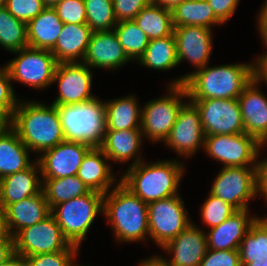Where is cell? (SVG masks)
Here are the masks:
<instances>
[{"mask_svg":"<svg viewBox=\"0 0 267 266\" xmlns=\"http://www.w3.org/2000/svg\"><path fill=\"white\" fill-rule=\"evenodd\" d=\"M185 73L168 86L184 85L188 100L237 99L254 78V61L209 66Z\"/></svg>","mask_w":267,"mask_h":266,"instance_id":"1","label":"cell"},{"mask_svg":"<svg viewBox=\"0 0 267 266\" xmlns=\"http://www.w3.org/2000/svg\"><path fill=\"white\" fill-rule=\"evenodd\" d=\"M7 124L36 157L65 140L57 106L41 100L19 99Z\"/></svg>","mask_w":267,"mask_h":266,"instance_id":"2","label":"cell"},{"mask_svg":"<svg viewBox=\"0 0 267 266\" xmlns=\"http://www.w3.org/2000/svg\"><path fill=\"white\" fill-rule=\"evenodd\" d=\"M103 216L112 229L116 243L144 244L149 241L148 204L121 181L104 194Z\"/></svg>","mask_w":267,"mask_h":266,"instance_id":"3","label":"cell"},{"mask_svg":"<svg viewBox=\"0 0 267 266\" xmlns=\"http://www.w3.org/2000/svg\"><path fill=\"white\" fill-rule=\"evenodd\" d=\"M186 166L179 159L156 160L128 167L120 181L146 204L180 194Z\"/></svg>","mask_w":267,"mask_h":266,"instance_id":"4","label":"cell"},{"mask_svg":"<svg viewBox=\"0 0 267 266\" xmlns=\"http://www.w3.org/2000/svg\"><path fill=\"white\" fill-rule=\"evenodd\" d=\"M65 140L100 147L106 133L105 101L95 97L74 105L57 106Z\"/></svg>","mask_w":267,"mask_h":266,"instance_id":"5","label":"cell"},{"mask_svg":"<svg viewBox=\"0 0 267 266\" xmlns=\"http://www.w3.org/2000/svg\"><path fill=\"white\" fill-rule=\"evenodd\" d=\"M104 194L90 190L87 194L59 203L51 208L62 234L79 249L95 218L103 216Z\"/></svg>","mask_w":267,"mask_h":266,"instance_id":"6","label":"cell"},{"mask_svg":"<svg viewBox=\"0 0 267 266\" xmlns=\"http://www.w3.org/2000/svg\"><path fill=\"white\" fill-rule=\"evenodd\" d=\"M166 94L144 103L141 109V131L150 143H164L177 119L179 110L188 101L184 85L168 86ZM185 99V100H184Z\"/></svg>","mask_w":267,"mask_h":266,"instance_id":"7","label":"cell"},{"mask_svg":"<svg viewBox=\"0 0 267 266\" xmlns=\"http://www.w3.org/2000/svg\"><path fill=\"white\" fill-rule=\"evenodd\" d=\"M10 54H16L6 63L11 83L25 84L37 91L53 85L58 62L50 50L28 46Z\"/></svg>","mask_w":267,"mask_h":266,"instance_id":"8","label":"cell"},{"mask_svg":"<svg viewBox=\"0 0 267 266\" xmlns=\"http://www.w3.org/2000/svg\"><path fill=\"white\" fill-rule=\"evenodd\" d=\"M192 222L180 194L148 204L149 239L159 249Z\"/></svg>","mask_w":267,"mask_h":266,"instance_id":"9","label":"cell"},{"mask_svg":"<svg viewBox=\"0 0 267 266\" xmlns=\"http://www.w3.org/2000/svg\"><path fill=\"white\" fill-rule=\"evenodd\" d=\"M13 244L14 252L24 258L63 250H80L64 237L51 214L43 221L19 230L13 236Z\"/></svg>","mask_w":267,"mask_h":266,"instance_id":"10","label":"cell"},{"mask_svg":"<svg viewBox=\"0 0 267 266\" xmlns=\"http://www.w3.org/2000/svg\"><path fill=\"white\" fill-rule=\"evenodd\" d=\"M220 169L209 193L231 204L237 210L250 209L251 200L257 197L256 166H231Z\"/></svg>","mask_w":267,"mask_h":266,"instance_id":"11","label":"cell"},{"mask_svg":"<svg viewBox=\"0 0 267 266\" xmlns=\"http://www.w3.org/2000/svg\"><path fill=\"white\" fill-rule=\"evenodd\" d=\"M261 145L254 137L246 134L205 136V153L223 167L256 166Z\"/></svg>","mask_w":267,"mask_h":266,"instance_id":"12","label":"cell"},{"mask_svg":"<svg viewBox=\"0 0 267 266\" xmlns=\"http://www.w3.org/2000/svg\"><path fill=\"white\" fill-rule=\"evenodd\" d=\"M200 113L205 136L245 133L238 99L189 100Z\"/></svg>","mask_w":267,"mask_h":266,"instance_id":"13","label":"cell"},{"mask_svg":"<svg viewBox=\"0 0 267 266\" xmlns=\"http://www.w3.org/2000/svg\"><path fill=\"white\" fill-rule=\"evenodd\" d=\"M205 134L202 128L200 113L189 100L179 110L175 124L164 145L184 159L191 158L203 150ZM186 157V158H185Z\"/></svg>","mask_w":267,"mask_h":266,"instance_id":"14","label":"cell"},{"mask_svg":"<svg viewBox=\"0 0 267 266\" xmlns=\"http://www.w3.org/2000/svg\"><path fill=\"white\" fill-rule=\"evenodd\" d=\"M92 72V69L82 62L58 63L53 84L57 83L59 91L51 104L74 105L97 97L91 93L94 75Z\"/></svg>","mask_w":267,"mask_h":266,"instance_id":"15","label":"cell"},{"mask_svg":"<svg viewBox=\"0 0 267 266\" xmlns=\"http://www.w3.org/2000/svg\"><path fill=\"white\" fill-rule=\"evenodd\" d=\"M92 147L64 140L58 145L42 152L36 157L42 178H64L77 175L86 153Z\"/></svg>","mask_w":267,"mask_h":266,"instance_id":"16","label":"cell"},{"mask_svg":"<svg viewBox=\"0 0 267 266\" xmlns=\"http://www.w3.org/2000/svg\"><path fill=\"white\" fill-rule=\"evenodd\" d=\"M212 31L202 26L174 27L178 64L189 62L194 71L210 64L214 44Z\"/></svg>","mask_w":267,"mask_h":266,"instance_id":"17","label":"cell"},{"mask_svg":"<svg viewBox=\"0 0 267 266\" xmlns=\"http://www.w3.org/2000/svg\"><path fill=\"white\" fill-rule=\"evenodd\" d=\"M160 249L170 256H165L169 266H200L208 250L207 235L193 222Z\"/></svg>","mask_w":267,"mask_h":266,"instance_id":"18","label":"cell"},{"mask_svg":"<svg viewBox=\"0 0 267 266\" xmlns=\"http://www.w3.org/2000/svg\"><path fill=\"white\" fill-rule=\"evenodd\" d=\"M260 84L253 78L237 99L245 133L267 146V95L262 92Z\"/></svg>","mask_w":267,"mask_h":266,"instance_id":"19","label":"cell"},{"mask_svg":"<svg viewBox=\"0 0 267 266\" xmlns=\"http://www.w3.org/2000/svg\"><path fill=\"white\" fill-rule=\"evenodd\" d=\"M132 62L119 43L114 30L92 32L82 63L89 68L118 70Z\"/></svg>","mask_w":267,"mask_h":266,"instance_id":"20","label":"cell"},{"mask_svg":"<svg viewBox=\"0 0 267 266\" xmlns=\"http://www.w3.org/2000/svg\"><path fill=\"white\" fill-rule=\"evenodd\" d=\"M256 217L255 214H250V209L238 210L222 224L210 228L209 231L205 230L208 249L238 250Z\"/></svg>","mask_w":267,"mask_h":266,"instance_id":"21","label":"cell"},{"mask_svg":"<svg viewBox=\"0 0 267 266\" xmlns=\"http://www.w3.org/2000/svg\"><path fill=\"white\" fill-rule=\"evenodd\" d=\"M142 142L144 143V136L141 129L106 130L100 148L110 161L123 165L132 160L128 165L131 167L145 160L141 154Z\"/></svg>","mask_w":267,"mask_h":266,"instance_id":"22","label":"cell"},{"mask_svg":"<svg viewBox=\"0 0 267 266\" xmlns=\"http://www.w3.org/2000/svg\"><path fill=\"white\" fill-rule=\"evenodd\" d=\"M109 161L100 147H92L83 158L77 176L89 190L106 194L120 182Z\"/></svg>","mask_w":267,"mask_h":266,"instance_id":"23","label":"cell"},{"mask_svg":"<svg viewBox=\"0 0 267 266\" xmlns=\"http://www.w3.org/2000/svg\"><path fill=\"white\" fill-rule=\"evenodd\" d=\"M27 169L9 174L0 179V205L19 202L42 191L43 181L38 161Z\"/></svg>","mask_w":267,"mask_h":266,"instance_id":"24","label":"cell"},{"mask_svg":"<svg viewBox=\"0 0 267 266\" xmlns=\"http://www.w3.org/2000/svg\"><path fill=\"white\" fill-rule=\"evenodd\" d=\"M7 226L13 237L19 230L43 221L51 214L44 191L19 202L8 204L5 208Z\"/></svg>","mask_w":267,"mask_h":266,"instance_id":"25","label":"cell"},{"mask_svg":"<svg viewBox=\"0 0 267 266\" xmlns=\"http://www.w3.org/2000/svg\"><path fill=\"white\" fill-rule=\"evenodd\" d=\"M86 24H63L61 33L51 50L58 63L82 62L92 34Z\"/></svg>","mask_w":267,"mask_h":266,"instance_id":"26","label":"cell"},{"mask_svg":"<svg viewBox=\"0 0 267 266\" xmlns=\"http://www.w3.org/2000/svg\"><path fill=\"white\" fill-rule=\"evenodd\" d=\"M29 153L32 154L8 124L0 129V179L29 168L35 162Z\"/></svg>","mask_w":267,"mask_h":266,"instance_id":"27","label":"cell"},{"mask_svg":"<svg viewBox=\"0 0 267 266\" xmlns=\"http://www.w3.org/2000/svg\"><path fill=\"white\" fill-rule=\"evenodd\" d=\"M136 96L130 93L105 102L106 130L140 129L142 104Z\"/></svg>","mask_w":267,"mask_h":266,"instance_id":"28","label":"cell"},{"mask_svg":"<svg viewBox=\"0 0 267 266\" xmlns=\"http://www.w3.org/2000/svg\"><path fill=\"white\" fill-rule=\"evenodd\" d=\"M63 24L55 9L46 7L26 24L28 46L51 51L61 33Z\"/></svg>","mask_w":267,"mask_h":266,"instance_id":"29","label":"cell"},{"mask_svg":"<svg viewBox=\"0 0 267 266\" xmlns=\"http://www.w3.org/2000/svg\"><path fill=\"white\" fill-rule=\"evenodd\" d=\"M172 11L173 27L223 25L215 16L207 0H185L176 5Z\"/></svg>","mask_w":267,"mask_h":266,"instance_id":"30","label":"cell"},{"mask_svg":"<svg viewBox=\"0 0 267 266\" xmlns=\"http://www.w3.org/2000/svg\"><path fill=\"white\" fill-rule=\"evenodd\" d=\"M137 63L145 68L148 67L161 72L169 71L179 66L174 34L149 40L144 55Z\"/></svg>","mask_w":267,"mask_h":266,"instance_id":"31","label":"cell"},{"mask_svg":"<svg viewBox=\"0 0 267 266\" xmlns=\"http://www.w3.org/2000/svg\"><path fill=\"white\" fill-rule=\"evenodd\" d=\"M149 40L163 38L173 33L172 11L150 2L133 19Z\"/></svg>","mask_w":267,"mask_h":266,"instance_id":"32","label":"cell"},{"mask_svg":"<svg viewBox=\"0 0 267 266\" xmlns=\"http://www.w3.org/2000/svg\"><path fill=\"white\" fill-rule=\"evenodd\" d=\"M42 181V190L50 209L90 191L77 175L64 178H42Z\"/></svg>","mask_w":267,"mask_h":266,"instance_id":"33","label":"cell"},{"mask_svg":"<svg viewBox=\"0 0 267 266\" xmlns=\"http://www.w3.org/2000/svg\"><path fill=\"white\" fill-rule=\"evenodd\" d=\"M0 46L10 53L28 47L26 23L12 16L6 7L0 8Z\"/></svg>","mask_w":267,"mask_h":266,"instance_id":"34","label":"cell"},{"mask_svg":"<svg viewBox=\"0 0 267 266\" xmlns=\"http://www.w3.org/2000/svg\"><path fill=\"white\" fill-rule=\"evenodd\" d=\"M113 30L129 59L138 62L149 43L147 35L134 20L120 21Z\"/></svg>","mask_w":267,"mask_h":266,"instance_id":"35","label":"cell"},{"mask_svg":"<svg viewBox=\"0 0 267 266\" xmlns=\"http://www.w3.org/2000/svg\"><path fill=\"white\" fill-rule=\"evenodd\" d=\"M241 264L267 259V231L255 221L239 245Z\"/></svg>","mask_w":267,"mask_h":266,"instance_id":"36","label":"cell"},{"mask_svg":"<svg viewBox=\"0 0 267 266\" xmlns=\"http://www.w3.org/2000/svg\"><path fill=\"white\" fill-rule=\"evenodd\" d=\"M86 23L93 32L111 31L118 21L115 18L112 0H84Z\"/></svg>","mask_w":267,"mask_h":266,"instance_id":"37","label":"cell"},{"mask_svg":"<svg viewBox=\"0 0 267 266\" xmlns=\"http://www.w3.org/2000/svg\"><path fill=\"white\" fill-rule=\"evenodd\" d=\"M200 210L202 222L209 229L222 224L227 218L238 211L231 204L209 192Z\"/></svg>","mask_w":267,"mask_h":266,"instance_id":"38","label":"cell"},{"mask_svg":"<svg viewBox=\"0 0 267 266\" xmlns=\"http://www.w3.org/2000/svg\"><path fill=\"white\" fill-rule=\"evenodd\" d=\"M6 63L0 66V117L8 123L14 114L19 97L15 94Z\"/></svg>","mask_w":267,"mask_h":266,"instance_id":"39","label":"cell"},{"mask_svg":"<svg viewBox=\"0 0 267 266\" xmlns=\"http://www.w3.org/2000/svg\"><path fill=\"white\" fill-rule=\"evenodd\" d=\"M8 12L26 24L41 13L45 8L43 0H7Z\"/></svg>","mask_w":267,"mask_h":266,"instance_id":"40","label":"cell"},{"mask_svg":"<svg viewBox=\"0 0 267 266\" xmlns=\"http://www.w3.org/2000/svg\"><path fill=\"white\" fill-rule=\"evenodd\" d=\"M53 8L64 24H86L84 0H62Z\"/></svg>","mask_w":267,"mask_h":266,"instance_id":"41","label":"cell"},{"mask_svg":"<svg viewBox=\"0 0 267 266\" xmlns=\"http://www.w3.org/2000/svg\"><path fill=\"white\" fill-rule=\"evenodd\" d=\"M80 250H63L55 253L25 257L26 266H67Z\"/></svg>","mask_w":267,"mask_h":266,"instance_id":"42","label":"cell"},{"mask_svg":"<svg viewBox=\"0 0 267 266\" xmlns=\"http://www.w3.org/2000/svg\"><path fill=\"white\" fill-rule=\"evenodd\" d=\"M200 266H242L238 250L208 249Z\"/></svg>","mask_w":267,"mask_h":266,"instance_id":"43","label":"cell"},{"mask_svg":"<svg viewBox=\"0 0 267 266\" xmlns=\"http://www.w3.org/2000/svg\"><path fill=\"white\" fill-rule=\"evenodd\" d=\"M115 18L118 22L133 20L151 0H112Z\"/></svg>","mask_w":267,"mask_h":266,"instance_id":"44","label":"cell"},{"mask_svg":"<svg viewBox=\"0 0 267 266\" xmlns=\"http://www.w3.org/2000/svg\"><path fill=\"white\" fill-rule=\"evenodd\" d=\"M216 18L225 24L237 10L240 0H207Z\"/></svg>","mask_w":267,"mask_h":266,"instance_id":"45","label":"cell"},{"mask_svg":"<svg viewBox=\"0 0 267 266\" xmlns=\"http://www.w3.org/2000/svg\"><path fill=\"white\" fill-rule=\"evenodd\" d=\"M265 147L261 148L256 163V194L257 197H262L267 203V156L261 159L259 157Z\"/></svg>","mask_w":267,"mask_h":266,"instance_id":"46","label":"cell"},{"mask_svg":"<svg viewBox=\"0 0 267 266\" xmlns=\"http://www.w3.org/2000/svg\"><path fill=\"white\" fill-rule=\"evenodd\" d=\"M254 58V78L267 87V50Z\"/></svg>","mask_w":267,"mask_h":266,"instance_id":"47","label":"cell"},{"mask_svg":"<svg viewBox=\"0 0 267 266\" xmlns=\"http://www.w3.org/2000/svg\"><path fill=\"white\" fill-rule=\"evenodd\" d=\"M257 14V30L264 48L267 49V0L264 1Z\"/></svg>","mask_w":267,"mask_h":266,"instance_id":"48","label":"cell"},{"mask_svg":"<svg viewBox=\"0 0 267 266\" xmlns=\"http://www.w3.org/2000/svg\"><path fill=\"white\" fill-rule=\"evenodd\" d=\"M14 253L13 238L0 239V265Z\"/></svg>","mask_w":267,"mask_h":266,"instance_id":"49","label":"cell"},{"mask_svg":"<svg viewBox=\"0 0 267 266\" xmlns=\"http://www.w3.org/2000/svg\"><path fill=\"white\" fill-rule=\"evenodd\" d=\"M138 266H169L166 257L160 254H155L154 256H150L144 258L138 263Z\"/></svg>","mask_w":267,"mask_h":266,"instance_id":"50","label":"cell"},{"mask_svg":"<svg viewBox=\"0 0 267 266\" xmlns=\"http://www.w3.org/2000/svg\"><path fill=\"white\" fill-rule=\"evenodd\" d=\"M1 238H13V237L11 236L7 226L5 209L0 205V239Z\"/></svg>","mask_w":267,"mask_h":266,"instance_id":"51","label":"cell"},{"mask_svg":"<svg viewBox=\"0 0 267 266\" xmlns=\"http://www.w3.org/2000/svg\"><path fill=\"white\" fill-rule=\"evenodd\" d=\"M0 266H26V261L23 256L14 252Z\"/></svg>","mask_w":267,"mask_h":266,"instance_id":"52","label":"cell"},{"mask_svg":"<svg viewBox=\"0 0 267 266\" xmlns=\"http://www.w3.org/2000/svg\"><path fill=\"white\" fill-rule=\"evenodd\" d=\"M183 1L185 0H151L152 3L161 5L170 10Z\"/></svg>","mask_w":267,"mask_h":266,"instance_id":"53","label":"cell"},{"mask_svg":"<svg viewBox=\"0 0 267 266\" xmlns=\"http://www.w3.org/2000/svg\"><path fill=\"white\" fill-rule=\"evenodd\" d=\"M242 266H267V259H255L253 262L241 264Z\"/></svg>","mask_w":267,"mask_h":266,"instance_id":"54","label":"cell"},{"mask_svg":"<svg viewBox=\"0 0 267 266\" xmlns=\"http://www.w3.org/2000/svg\"><path fill=\"white\" fill-rule=\"evenodd\" d=\"M256 221L267 231V215H262V217H256Z\"/></svg>","mask_w":267,"mask_h":266,"instance_id":"55","label":"cell"},{"mask_svg":"<svg viewBox=\"0 0 267 266\" xmlns=\"http://www.w3.org/2000/svg\"><path fill=\"white\" fill-rule=\"evenodd\" d=\"M62 0H43L46 7H54L58 2Z\"/></svg>","mask_w":267,"mask_h":266,"instance_id":"56","label":"cell"},{"mask_svg":"<svg viewBox=\"0 0 267 266\" xmlns=\"http://www.w3.org/2000/svg\"><path fill=\"white\" fill-rule=\"evenodd\" d=\"M77 256H78V254L72 258V260L68 263L67 266H90V265H85V264L84 265L83 264L81 265V263H77L78 262V261H76Z\"/></svg>","mask_w":267,"mask_h":266,"instance_id":"57","label":"cell"},{"mask_svg":"<svg viewBox=\"0 0 267 266\" xmlns=\"http://www.w3.org/2000/svg\"><path fill=\"white\" fill-rule=\"evenodd\" d=\"M7 123L0 117V129H2Z\"/></svg>","mask_w":267,"mask_h":266,"instance_id":"58","label":"cell"},{"mask_svg":"<svg viewBox=\"0 0 267 266\" xmlns=\"http://www.w3.org/2000/svg\"><path fill=\"white\" fill-rule=\"evenodd\" d=\"M7 0H0V8L6 7Z\"/></svg>","mask_w":267,"mask_h":266,"instance_id":"59","label":"cell"}]
</instances>
